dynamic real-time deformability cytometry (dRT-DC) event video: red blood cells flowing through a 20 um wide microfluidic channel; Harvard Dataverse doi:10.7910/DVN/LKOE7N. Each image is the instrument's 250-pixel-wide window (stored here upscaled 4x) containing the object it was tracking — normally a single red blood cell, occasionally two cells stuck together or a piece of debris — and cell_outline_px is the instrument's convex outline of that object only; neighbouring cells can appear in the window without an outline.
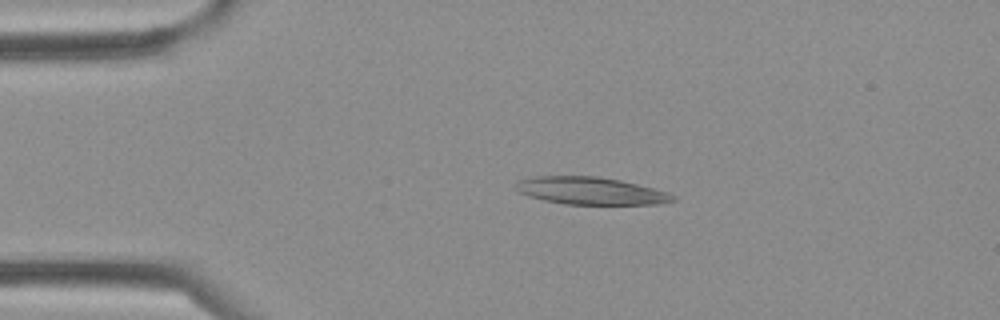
{"species": "Egyptian fruit bat (a non-hibernating species)", "species_latin": "Rousettus aegyptiacus", "temperature_condition": "cold", "stored_images_in_passage": 30, "camera_frame_rate_fps": 3000, "um_per_image_px": 0.085, "frame": {"image": 1, "passage_image": 1, "time_ms": 0.0, "image_size_px": [1000, 320], "cell_outline_px": [[676, 200], [660, 204], [564, 204], [544, 200], [528, 196], [520, 192], [516, 188], [516, 184], [520, 180], [532, 176], [596, 176], [620, 180], [668, 192], [676, 196]], "centroid_in_image_um": [50.22, 16.22], "position_along_channel_um": 34.8, "area_um2": 24.97}}
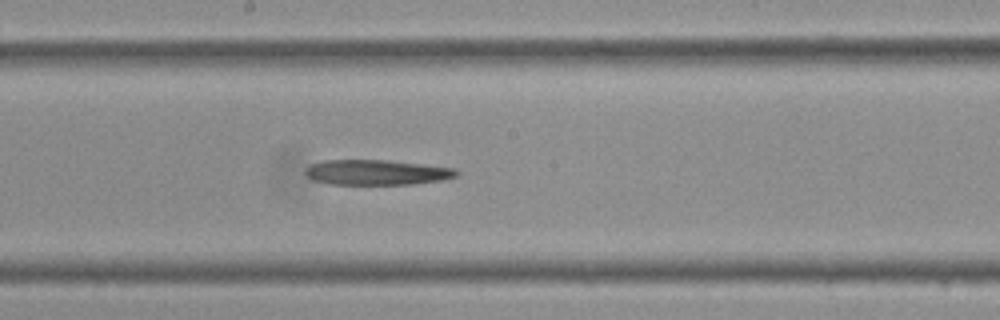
{"frame": {"image": 2, "passage_image": 13, "time_ms": 4.0, "image_size_px": [1000, 320], "cell_outline_px": [[460, 172], [456, 176], [444, 180], [412, 184], [332, 184], [312, 180], [304, 172], [312, 164], [324, 160], [388, 160], [456, 168]], "centroid_in_image_um": [32.06, 14.65], "position_along_channel_um": 216.1, "area_um2": 22.14}}
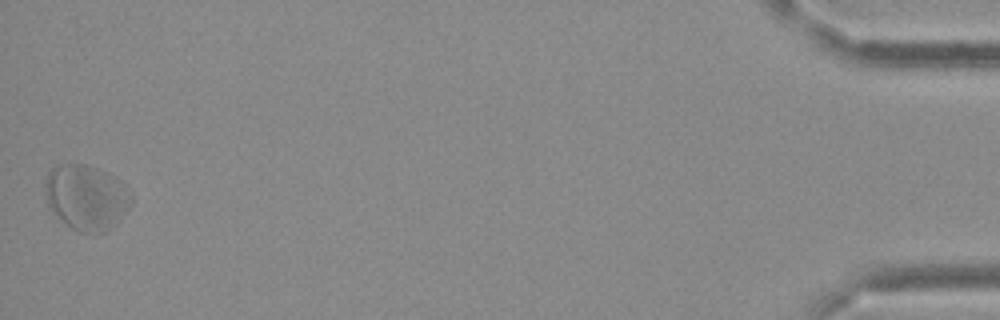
{"frame": {"image": 3, "passage_image": 30, "time_ms": 9.667, "image_size_px": [1000, 320], "cell_outline_px": [[132, 204], [108, 232], [92, 236], [80, 232], [72, 228], [52, 212], [48, 208], [44, 192], [44, 184], [48, 172], [56, 164], [88, 164], [108, 172], [116, 176], [132, 192]], "centroid_in_image_um": [7.35, 16.78], "position_along_channel_um": 427.9, "area_um2": 33.7}}